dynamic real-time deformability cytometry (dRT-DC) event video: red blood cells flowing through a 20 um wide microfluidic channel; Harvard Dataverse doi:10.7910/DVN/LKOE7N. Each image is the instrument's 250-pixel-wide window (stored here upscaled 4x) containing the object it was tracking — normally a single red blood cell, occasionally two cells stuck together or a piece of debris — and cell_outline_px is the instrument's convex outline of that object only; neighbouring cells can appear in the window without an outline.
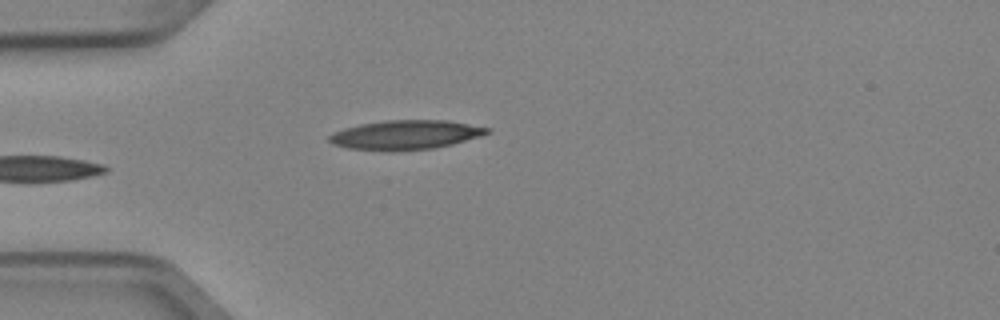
{"species": "Egyptian fruit bat (a non-hibernating species)", "species_latin": "Rousettus aegyptiacus", "temperature_condition": "cold", "stored_images_in_passage": 1, "camera_frame_rate_fps": 3000, "um_per_image_px": 0.085, "animal": {"sex": "female"}, "frame": {"image": 1, "passage_image": 1, "time_ms": 0.0, "image_size_px": [1000, 320], "cell_outline_px": [[492, 132], [480, 136], [452, 144], [432, 148], [392, 152], [388, 152], [348, 148], [332, 144], [328, 140], [328, 136], [344, 128], [360, 124], [384, 120], [448, 120], [492, 128]], "centroid_in_image_um": [34.48, 11.47], "position_along_channel_um": 50.5, "area_um2": 27.22}}